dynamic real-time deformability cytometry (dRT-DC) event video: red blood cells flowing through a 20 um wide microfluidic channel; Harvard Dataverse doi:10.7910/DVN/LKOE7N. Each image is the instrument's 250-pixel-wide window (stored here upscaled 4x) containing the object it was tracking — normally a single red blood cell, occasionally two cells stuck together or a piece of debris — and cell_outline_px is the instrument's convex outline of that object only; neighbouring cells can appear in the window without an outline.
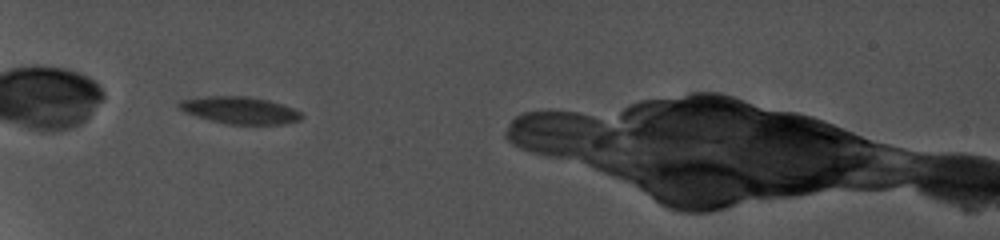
{"species": "common noctule bat (a hibernating species)", "species_latin": "Nyctalus noctula", "temperature_condition": "cold", "stored_images_in_passage": 6, "camera_frame_rate_fps": 5000, "um_per_image_px": 0.085, "animal": {"sex": "female", "body_mass_g": 19.0, "forearm_length_mm": 56.7}, "frame": {"image": 1, "passage_image": 1, "time_ms": 0.0, "image_size_px": [1000, 240], "cell_outline_px": [[300, 116], [296, 120], [276, 124], [232, 124], [200, 116], [188, 112], [180, 108], [180, 104], [184, 100], [212, 96], [244, 96], [268, 100], [292, 108], [300, 112]], "centroid_in_image_um": [20.43, 9.35], "position_along_channel_um": 64.6, "area_um2": 18.09}}
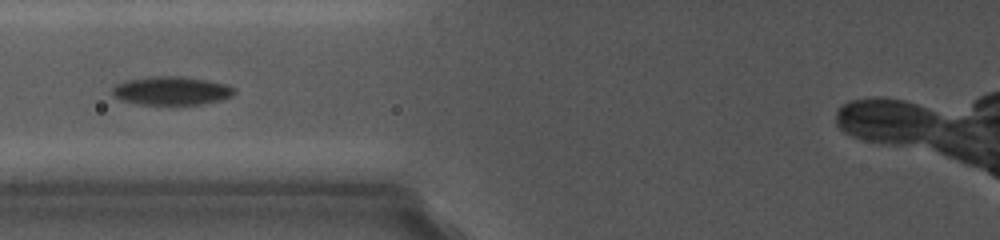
{"frame": {"image": 2, "passage_image": 3, "time_ms": 1.8, "image_size_px": [1000, 240], "cell_outline_px": [[232, 92], [228, 96], [216, 100], [200, 104], [144, 104], [124, 100], [116, 96], [112, 92], [112, 88], [116, 84], [128, 80], [160, 76], [176, 76], [200, 80], [220, 84], [232, 88]], "centroid_in_image_um": [14.46, 7.71], "position_along_channel_um": 111.3, "area_um2": 18.96}}